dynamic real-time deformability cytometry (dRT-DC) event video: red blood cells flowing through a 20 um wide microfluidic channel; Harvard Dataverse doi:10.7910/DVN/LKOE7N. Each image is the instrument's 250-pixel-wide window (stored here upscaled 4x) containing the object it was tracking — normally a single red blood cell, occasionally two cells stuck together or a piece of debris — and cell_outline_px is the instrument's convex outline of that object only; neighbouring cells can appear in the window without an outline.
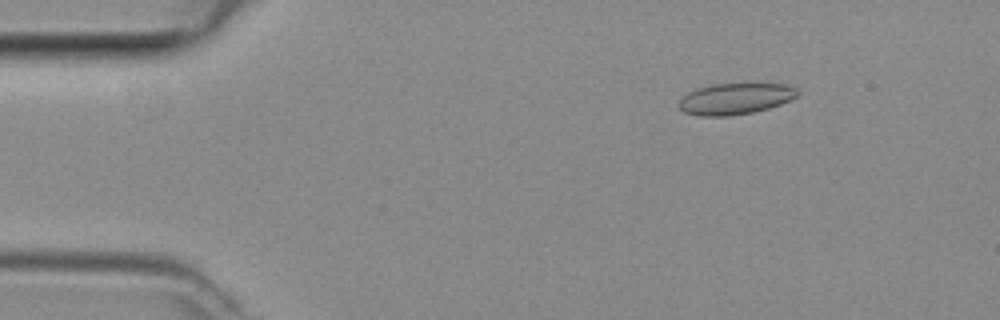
{"species": "common noctule bat (a hibernating species)", "species_latin": "Nyctalus noctula", "temperature_condition": "room temperature", "stored_images_in_passage": 4, "camera_frame_rate_fps": 3000, "um_per_image_px": 0.085, "animal": {"sex": "female", "body_mass_g": 29.2, "forearm_length_mm": 56.3}, "frame": {"image": 1, "passage_image": 2, "time_ms": 0.333, "image_size_px": [1000, 320], "cell_outline_px": [[800, 92], [796, 96], [780, 104], [768, 108], [752, 112], [728, 116], [700, 116], [684, 112], [680, 108], [680, 100], [688, 92], [696, 88], [716, 84], [784, 84], [796, 88]], "centroid_in_image_um": [62.49, 8.39], "position_along_channel_um": 22.5, "area_um2": 21.27}}
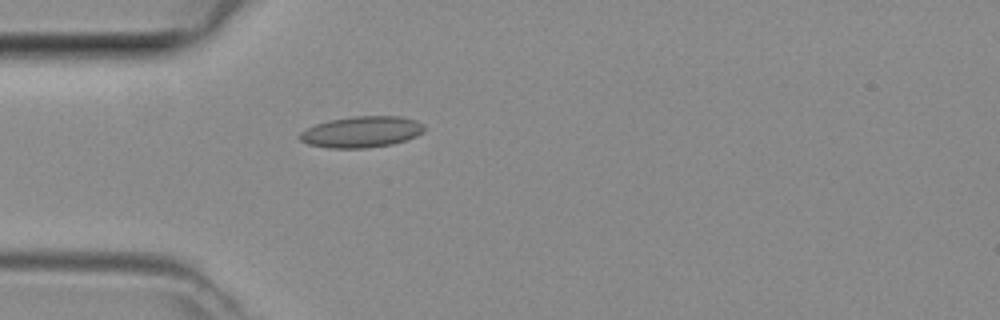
{"frame": {"image": 2, "passage_image": 4, "time_ms": 1.0, "image_size_px": [1000, 320], "cell_outline_px": [[424, 132], [416, 136], [392, 144], [368, 148], [328, 148], [308, 144], [300, 140], [300, 132], [316, 124], [332, 120], [352, 116], [400, 116], [416, 120], [424, 124]], "centroid_in_image_um": [30.76, 11.21], "position_along_channel_um": 54.2, "area_um2": 22.54}}